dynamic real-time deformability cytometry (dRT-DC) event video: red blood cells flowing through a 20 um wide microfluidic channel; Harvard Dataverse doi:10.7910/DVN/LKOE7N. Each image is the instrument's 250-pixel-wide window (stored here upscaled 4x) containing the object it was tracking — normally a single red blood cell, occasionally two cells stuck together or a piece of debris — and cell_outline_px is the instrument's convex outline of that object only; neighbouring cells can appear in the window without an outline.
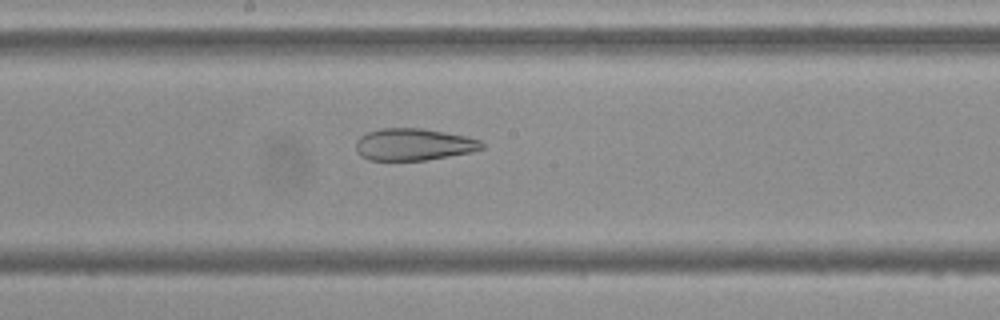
{"species": "Egyptian fruit bat (a non-hibernating species)", "species_latin": "Rousettus aegyptiacus", "temperature_condition": "cold", "stored_images_in_passage": 54, "camera_frame_rate_fps": 3000, "um_per_image_px": 0.085, "frame": {"image": 1, "passage_image": 28, "time_ms": 9.0, "image_size_px": [1000, 320], "cell_outline_px": [[484, 148], [472, 152], [428, 160], [368, 160], [360, 156], [356, 152], [356, 140], [360, 136], [368, 132], [380, 128], [420, 128], [468, 136], [480, 140], [484, 144]], "centroid_in_image_um": [35.16, 12.28], "position_along_channel_um": 213.0, "area_um2": 23.7}}
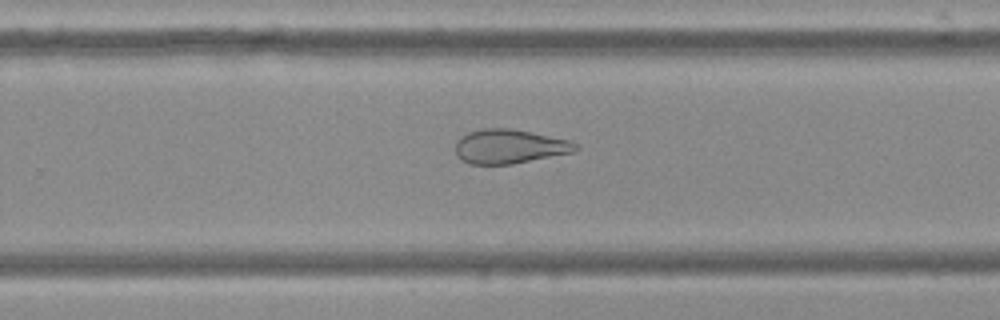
{"frame": {"image": 2, "passage_image": 34, "time_ms": 11.0, "image_size_px": [1000, 320], "cell_outline_px": [[580, 148], [572, 152], [512, 164], [468, 164], [460, 160], [456, 156], [456, 140], [460, 136], [468, 132], [484, 128], [508, 128], [532, 132], [568, 140], [580, 144]], "centroid_in_image_um": [43.27, 12.45], "position_along_channel_um": 286.5, "area_um2": 24.04}}
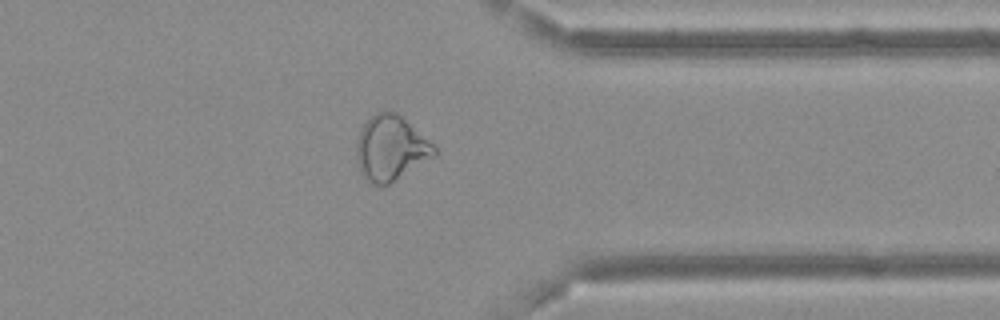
{"frame": {"image": 3, "passage_image": 42, "time_ms": 13.667, "image_size_px": [1000, 320], "cell_outline_px": [[436, 156], [388, 184], [372, 184], [360, 172], [356, 156], [356, 140], [360, 128], [376, 112], [384, 108], [396, 112], [432, 144], [436, 148]], "centroid_in_image_um": [33.18, 12.57], "position_along_channel_um": 378.2, "area_um2": 29.25}}